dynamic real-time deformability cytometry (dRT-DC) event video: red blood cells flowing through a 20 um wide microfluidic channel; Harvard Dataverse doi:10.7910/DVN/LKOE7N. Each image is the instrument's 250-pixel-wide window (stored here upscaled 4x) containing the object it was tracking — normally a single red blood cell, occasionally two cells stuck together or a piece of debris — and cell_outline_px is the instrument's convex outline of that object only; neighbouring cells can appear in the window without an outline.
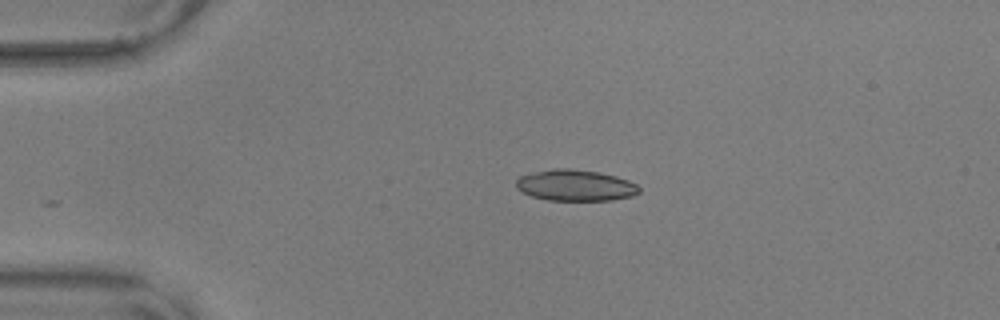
{"species": "common noctule bat (a hibernating species)", "species_latin": "Nyctalus noctula", "temperature_condition": "warm", "stored_images_in_passage": 10, "camera_frame_rate_fps": 3000, "um_per_image_px": 0.085, "animal": {"sex": "male", "body_mass_g": 17.9, "forearm_length_mm": 54.2}, "frame": {"image": 1, "passage_image": 1, "time_ms": 0.0, "image_size_px": [1000, 320], "cell_outline_px": [[640, 192], [632, 196], [612, 200], [548, 200], [532, 196], [516, 188], [516, 180], [520, 176], [552, 168], [568, 168], [600, 172], [616, 176], [628, 180], [636, 184], [640, 188]], "centroid_in_image_um": [48.93, 15.75], "position_along_channel_um": 36.1, "area_um2": 22.31}}